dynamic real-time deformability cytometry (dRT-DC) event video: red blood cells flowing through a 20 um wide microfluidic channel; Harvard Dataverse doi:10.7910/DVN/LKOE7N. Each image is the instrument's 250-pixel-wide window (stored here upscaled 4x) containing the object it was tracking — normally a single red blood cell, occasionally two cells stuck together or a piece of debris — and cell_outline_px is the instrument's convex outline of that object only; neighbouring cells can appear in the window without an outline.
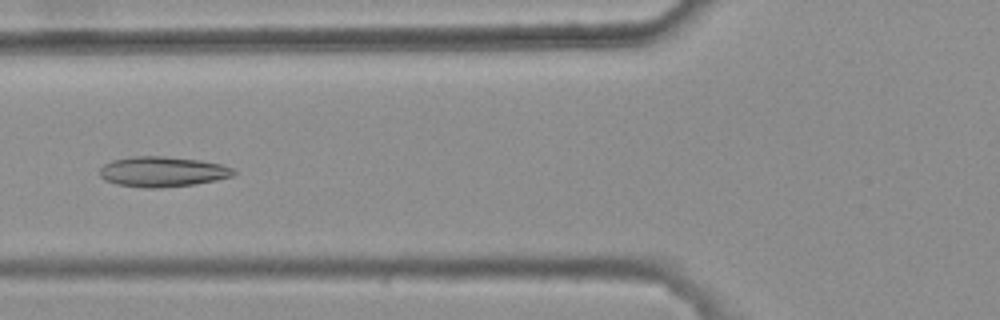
{"species": "common noctule bat (a hibernating species)", "species_latin": "Nyctalus noctula", "temperature_condition": "warm", "stored_images_in_passage": 5, "camera_frame_rate_fps": 3000, "um_per_image_px": 0.085, "animal": {"sex": "female", "body_mass_g": 25.1}, "frame": {"image": 1, "passage_image": 5, "time_ms": 1.333, "image_size_px": [1000, 320], "cell_outline_px": [[236, 172], [232, 176], [216, 180], [196, 184], [160, 188], [144, 188], [116, 184], [104, 180], [100, 176], [100, 168], [104, 164], [112, 160], [136, 156], [164, 156], [200, 160], [220, 164], [232, 168]], "centroid_in_image_um": [13.79, 14.6], "position_along_channel_um": 112.0, "area_um2": 23.64}}